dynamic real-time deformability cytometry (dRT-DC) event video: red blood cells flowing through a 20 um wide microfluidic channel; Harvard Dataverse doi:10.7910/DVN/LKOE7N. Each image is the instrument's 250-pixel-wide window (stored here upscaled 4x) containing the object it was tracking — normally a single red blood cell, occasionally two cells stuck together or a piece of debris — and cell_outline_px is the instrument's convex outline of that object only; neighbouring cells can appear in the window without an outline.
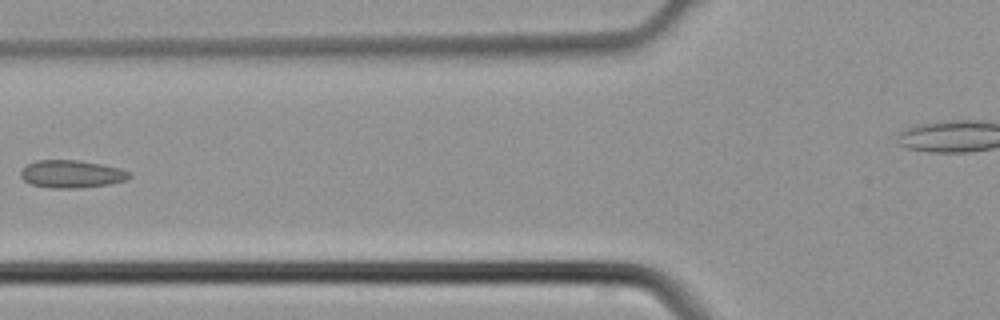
{"species": "common noctule bat (a hibernating species)", "species_latin": "Nyctalus noctula", "temperature_condition": "cold", "stored_images_in_passage": 4, "camera_frame_rate_fps": 3000, "um_per_image_px": 0.085, "animal": {"sex": "male", "body_mass_g": 21.5, "forearm_length_mm": 52.0}, "frame": {"image": 1, "passage_image": 4, "time_ms": 1.0, "image_size_px": [1000, 320], "cell_outline_px": [[132, 176], [124, 180], [108, 184], [76, 188], [48, 188], [32, 184], [24, 180], [20, 176], [20, 172], [28, 164], [36, 160], [76, 160], [100, 164], [120, 168], [128, 172]], "centroid_in_image_um": [6.05, 14.79], "position_along_channel_um": 119.7, "area_um2": 17.28}}